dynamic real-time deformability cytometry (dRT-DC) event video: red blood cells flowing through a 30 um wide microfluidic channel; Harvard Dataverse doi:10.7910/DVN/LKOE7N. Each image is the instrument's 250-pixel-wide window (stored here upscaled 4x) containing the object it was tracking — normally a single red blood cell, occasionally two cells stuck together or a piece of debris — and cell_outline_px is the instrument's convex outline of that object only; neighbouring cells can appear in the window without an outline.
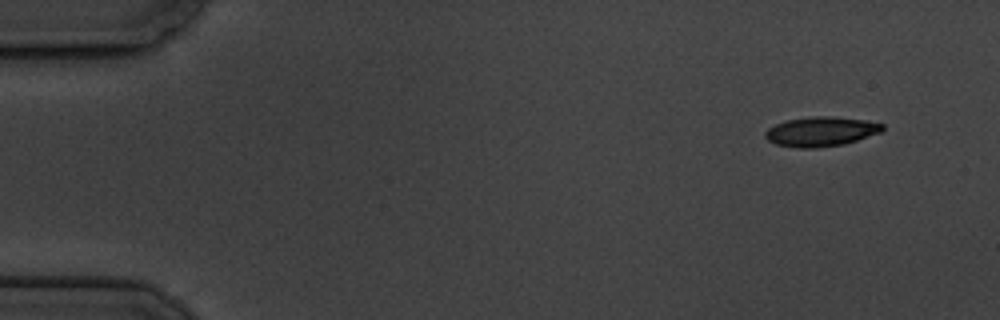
{"species": "common noctule bat (a hibernating species)", "species_latin": "Nyctalus noctula", "temperature_condition": "cold", "stored_images_in_passage": 6, "camera_frame_rate_fps": 3000, "um_per_image_px": 0.085, "animal": {"sex": "male", "body_mass_g": 19.5, "forearm_length_mm": 54.6}, "frame": {"image": 1, "passage_image": 1, "time_ms": 0.0, "image_size_px": [1000, 320], "cell_outline_px": [[884, 128], [880, 132], [844, 144], [816, 148], [796, 148], [776, 144], [768, 140], [764, 136], [764, 132], [768, 128], [776, 124], [788, 120], [812, 116], [832, 116], [864, 120], [884, 124]], "centroid_in_image_um": [69.75, 11.18], "position_along_channel_um": 15.2, "area_um2": 20.11}}
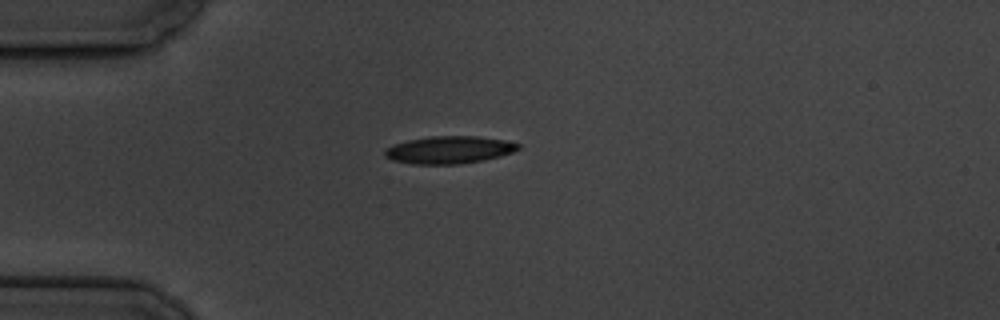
{"frame": {"image": 2, "passage_image": 4, "time_ms": 3.667, "image_size_px": [1000, 320], "cell_outline_px": [[520, 148], [512, 152], [500, 156], [484, 160], [460, 164], [412, 164], [392, 160], [384, 156], [384, 148], [408, 140], [428, 136], [476, 136], [504, 140], [520, 144]], "centroid_in_image_um": [38.16, 12.74], "position_along_channel_um": 46.8, "area_um2": 21.39}}
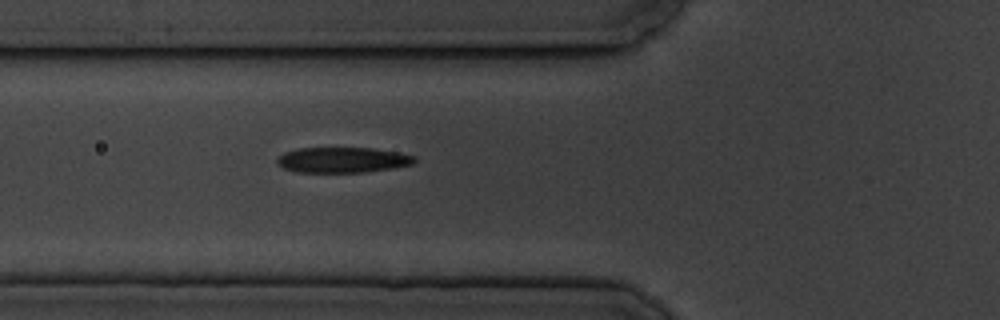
{"frame": {"image": 3, "passage_image": 6, "time_ms": 5.667, "image_size_px": [1000, 320], "cell_outline_px": [[416, 160], [412, 164], [392, 168], [364, 172], [296, 172], [284, 168], [276, 164], [276, 160], [284, 152], [296, 148], [372, 148], [396, 152], [416, 156]], "centroid_in_image_um": [29.09, 13.59], "position_along_channel_um": 96.7, "area_um2": 20.35}}